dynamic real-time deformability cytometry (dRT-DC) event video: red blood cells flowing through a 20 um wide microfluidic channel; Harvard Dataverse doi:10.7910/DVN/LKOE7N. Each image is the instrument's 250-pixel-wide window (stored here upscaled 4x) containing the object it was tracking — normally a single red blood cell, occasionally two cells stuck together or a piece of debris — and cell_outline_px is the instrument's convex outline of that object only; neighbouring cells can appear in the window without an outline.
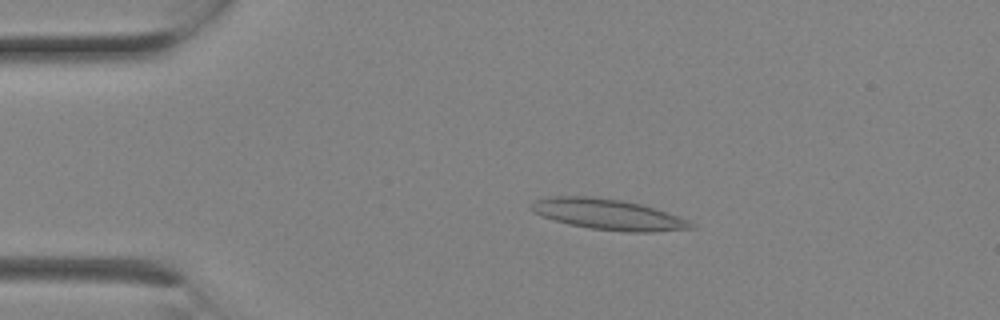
{"species": "Egyptian fruit bat (a non-hibernating species)", "species_latin": "Rousettus aegyptiacus", "temperature_condition": "room temperature", "stored_images_in_passage": 2, "camera_frame_rate_fps": 3000, "um_per_image_px": 0.085, "animal": {"sex": "female"}, "frame": {"image": 1, "passage_image": 2, "time_ms": 0.333, "image_size_px": [1000, 320], "cell_outline_px": [[696, 228], [652, 232], [624, 232], [592, 228], [568, 224], [532, 212], [528, 208], [528, 204], [536, 200], [548, 196], [592, 196], [620, 200], [640, 204], [688, 220], [696, 224]], "centroid_in_image_um": [51.65, 18.22], "position_along_channel_um": 33.4, "area_um2": 28.44}}